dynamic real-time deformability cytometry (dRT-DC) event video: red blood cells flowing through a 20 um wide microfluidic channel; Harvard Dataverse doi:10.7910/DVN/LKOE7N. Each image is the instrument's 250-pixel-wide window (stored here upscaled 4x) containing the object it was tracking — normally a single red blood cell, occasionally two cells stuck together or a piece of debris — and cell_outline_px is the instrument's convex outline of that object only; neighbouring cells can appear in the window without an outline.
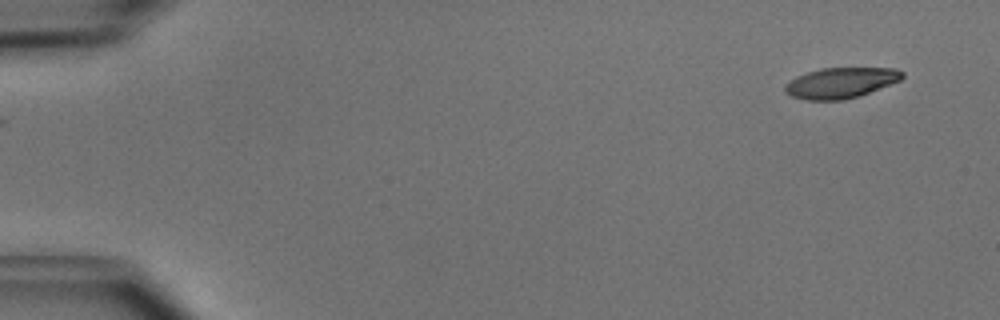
{"species": "common noctule bat (a hibernating species)", "species_latin": "Nyctalus noctula", "temperature_condition": "cold", "stored_images_in_passage": 49, "camera_frame_rate_fps": 3000, "um_per_image_px": 0.085, "animal": {"sex": "male", "body_mass_g": 15.6}, "frame": {"image": 1, "passage_image": 1, "time_ms": 0.0, "image_size_px": [1000, 320], "cell_outline_px": [[904, 76], [900, 80], [860, 96], [844, 100], [808, 100], [792, 96], [784, 92], [784, 88], [796, 76], [820, 68], [896, 68], [904, 72]], "centroid_in_image_um": [71.49, 7.04], "position_along_channel_um": 13.5, "area_um2": 20.81}}
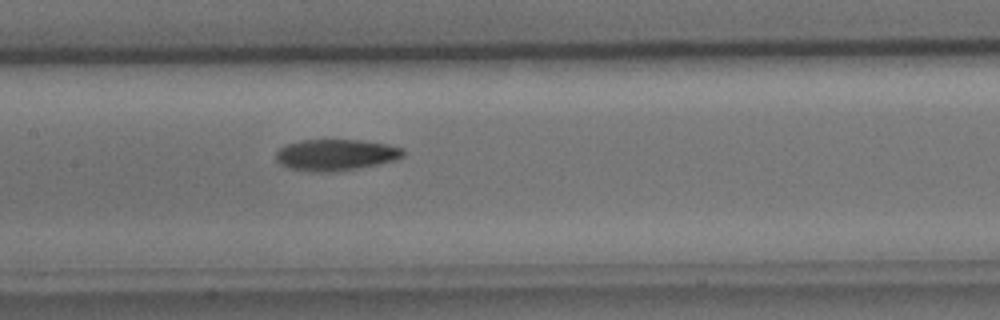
{"frame": {"image": 2, "passage_image": 23, "time_ms": 7.333, "image_size_px": [1000, 320], "cell_outline_px": [[404, 156], [396, 160], [336, 172], [308, 172], [288, 168], [280, 164], [276, 160], [276, 152], [280, 148], [288, 144], [300, 140], [360, 140], [388, 144], [404, 148]], "centroid_in_image_um": [28.53, 13.17], "position_along_channel_um": 178.9, "area_um2": 23.35}}
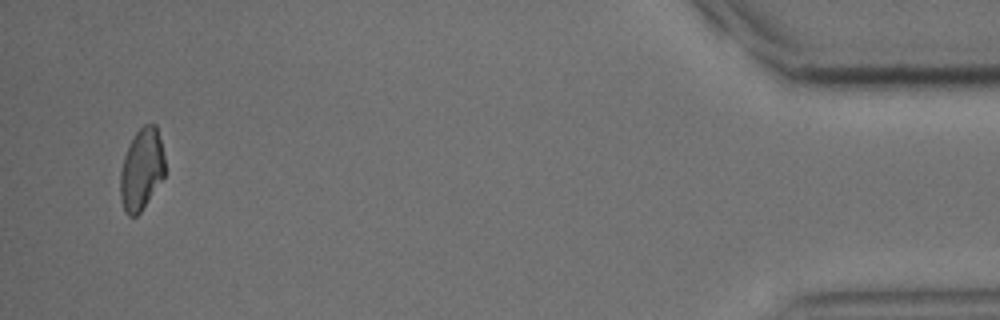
{"frame": {"image": 3, "passage_image": 47, "time_ms": 15.333, "image_size_px": [1000, 320], "cell_outline_px": [[164, 176], [140, 212], [136, 216], [128, 216], [124, 212], [120, 196], [120, 172], [124, 156], [136, 132], [144, 124], [156, 124], [164, 156]], "centroid_in_image_um": [12.02, 14.41], "position_along_channel_um": 423.2, "area_um2": 20.92}, "authors_computed_cell_mechanics": {"area_um2": 22.4842, "velocity_mm_per_s": 3.9735, "shape_relaxation_time_tau1_ms": 3.7538, "shape_relaxation_time_tau2_ms": null, "deformation_change_tau1": 0.1272, "deformation_change_tau2": null}}